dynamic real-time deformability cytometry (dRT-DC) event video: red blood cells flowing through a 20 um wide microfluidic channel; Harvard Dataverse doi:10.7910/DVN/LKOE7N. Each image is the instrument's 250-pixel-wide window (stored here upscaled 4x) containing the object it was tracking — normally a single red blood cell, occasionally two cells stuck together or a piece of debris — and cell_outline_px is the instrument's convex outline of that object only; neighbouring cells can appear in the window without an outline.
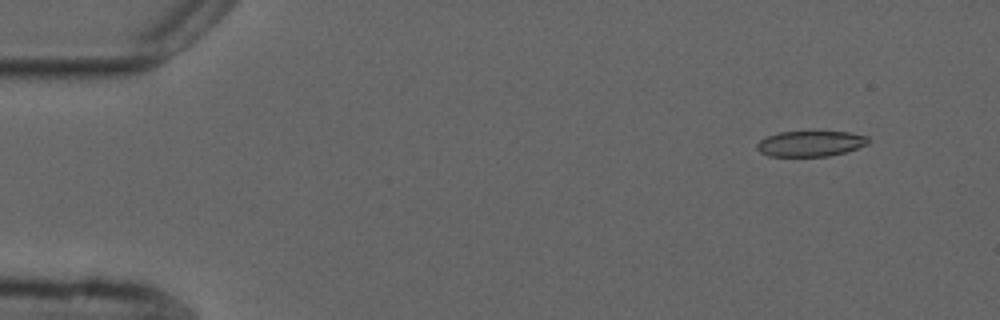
{"species": "common noctule bat (a hibernating species)", "species_latin": "Nyctalus noctula", "temperature_condition": "cold", "stored_images_in_passage": 5, "camera_frame_rate_fps": 3000, "um_per_image_px": 0.085, "animal": {"sex": "male", "forearm_length_mm": 52.5}, "frame": {"image": 1, "passage_image": 1, "time_ms": 0.0, "image_size_px": [1000, 320], "cell_outline_px": [[868, 144], [844, 152], [828, 156], [768, 156], [760, 152], [756, 148], [756, 144], [760, 140], [768, 136], [780, 132], [848, 132], [868, 136]], "centroid_in_image_um": [68.87, 12.21], "position_along_channel_um": 16.1, "area_um2": 16.42}}
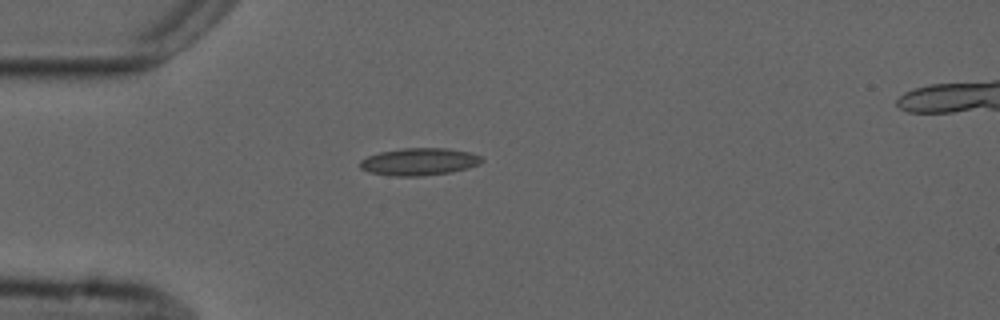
{"frame": {"image": 2, "passage_image": 4, "time_ms": 3.333, "image_size_px": [1000, 320], "cell_outline_px": [[484, 160], [480, 164], [468, 168], [452, 172], [424, 176], [392, 176], [368, 172], [360, 168], [360, 160], [368, 156], [380, 152], [404, 148], [448, 148], [468, 152], [480, 156]], "centroid_in_image_um": [35.63, 13.75], "position_along_channel_um": 49.4, "area_um2": 19.48}}